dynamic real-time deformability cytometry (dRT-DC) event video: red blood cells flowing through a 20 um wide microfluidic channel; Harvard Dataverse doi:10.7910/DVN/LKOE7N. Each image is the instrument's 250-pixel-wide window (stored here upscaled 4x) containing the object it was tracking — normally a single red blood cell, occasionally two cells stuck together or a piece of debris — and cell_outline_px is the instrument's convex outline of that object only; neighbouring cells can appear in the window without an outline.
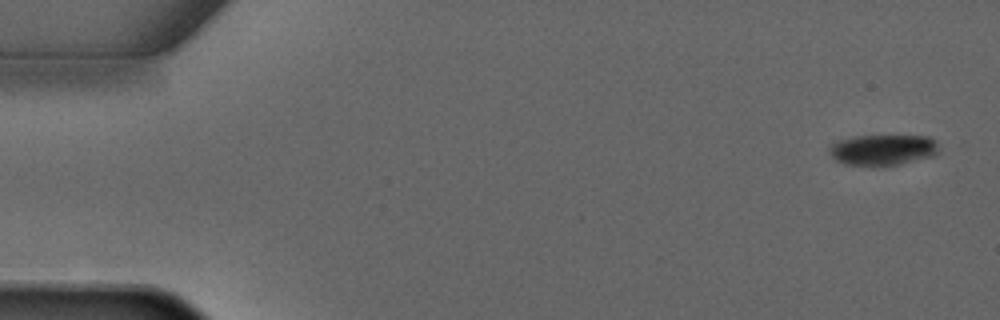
{"species": "common noctule bat (a hibernating species)", "species_latin": "Nyctalus noctula", "temperature_condition": "warm", "stored_images_in_passage": 3, "camera_frame_rate_fps": 3000, "um_per_image_px": 0.085, "animal": {"sex": "male", "forearm_length_mm": 52.5}, "frame": {"image": 1, "passage_image": 1, "time_ms": 0.0, "image_size_px": [1000, 320], "cell_outline_px": [[940, 148], [932, 156], [896, 164], [844, 164], [836, 160], [828, 152], [828, 148], [836, 140], [852, 136], [928, 136], [936, 140]], "centroid_in_image_um": [75.02, 12.7], "position_along_channel_um": 10.0, "area_um2": 19.31}}
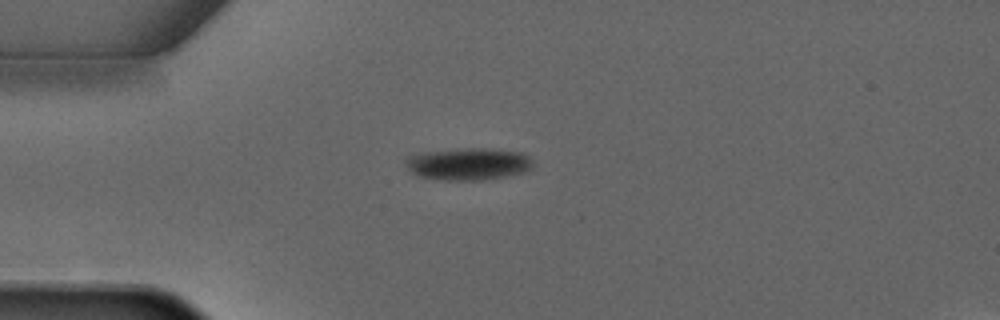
{"frame": {"image": 2, "passage_image": 3, "time_ms": 3.333, "image_size_px": [1000, 320], "cell_outline_px": [[532, 168], [524, 172], [504, 176], [480, 180], [444, 180], [420, 176], [412, 172], [404, 164], [404, 160], [408, 156], [420, 152], [468, 148], [488, 148], [520, 152], [528, 156], [532, 160]], "centroid_in_image_um": [39.78, 13.92], "position_along_channel_um": 45.2, "area_um2": 23.81}}